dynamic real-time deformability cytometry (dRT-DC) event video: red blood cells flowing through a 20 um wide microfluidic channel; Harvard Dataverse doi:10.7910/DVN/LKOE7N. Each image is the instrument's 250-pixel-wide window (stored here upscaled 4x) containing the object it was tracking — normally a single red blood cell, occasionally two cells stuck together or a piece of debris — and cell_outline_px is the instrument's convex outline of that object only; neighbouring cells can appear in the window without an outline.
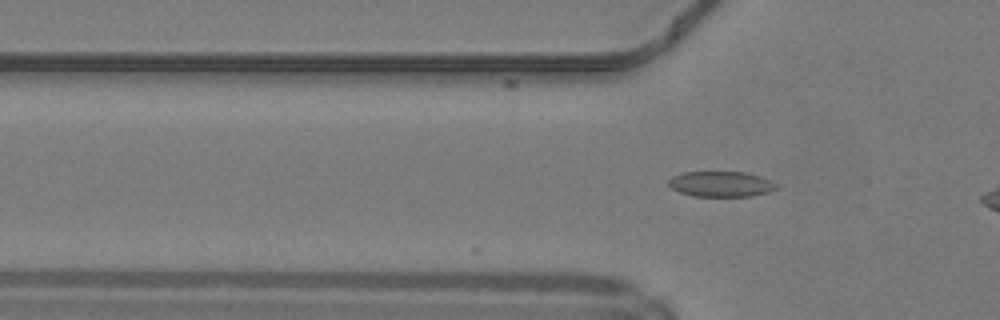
{"species": "common noctule bat (a hibernating species)", "species_latin": "Nyctalus noctula", "temperature_condition": "warm", "stored_images_in_passage": 2, "camera_frame_rate_fps": 3000, "um_per_image_px": 0.085, "animal": {"sex": "male", "body_mass_g": 19.2, "forearm_length_mm": 51.8}, "frame": {"image": 1, "passage_image": 2, "time_ms": 0.333, "image_size_px": [1000, 320], "cell_outline_px": [[780, 188], [768, 192], [752, 196], [692, 196], [680, 192], [672, 188], [668, 184], [668, 180], [672, 176], [684, 172], [744, 172], [760, 176], [776, 184]], "centroid_in_image_um": [61.28, 15.64], "position_along_channel_um": 64.5, "area_um2": 15.95}}